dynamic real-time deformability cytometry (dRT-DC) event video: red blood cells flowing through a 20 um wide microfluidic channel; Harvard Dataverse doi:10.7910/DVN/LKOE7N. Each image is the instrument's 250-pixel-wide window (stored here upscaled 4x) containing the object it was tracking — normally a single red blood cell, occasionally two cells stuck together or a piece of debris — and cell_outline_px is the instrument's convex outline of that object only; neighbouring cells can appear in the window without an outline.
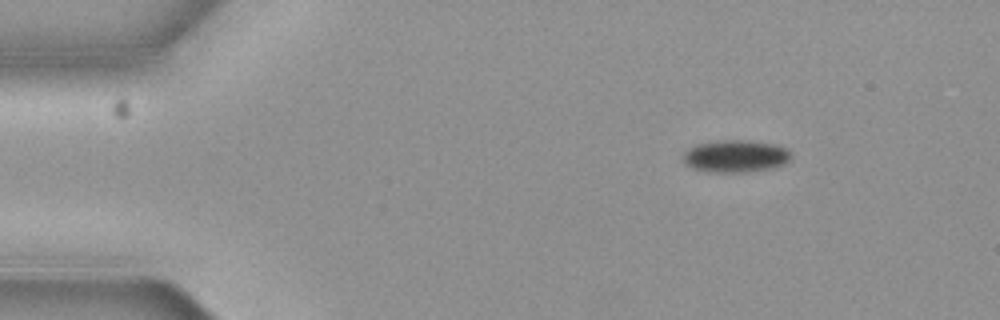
{"species": "common noctule bat (a hibernating species)", "species_latin": "Nyctalus noctula", "temperature_condition": "cold", "stored_images_in_passage": 10, "camera_frame_rate_fps": 3000, "um_per_image_px": 0.085, "animal": {"sex": "female", "body_mass_g": 19.3, "forearm_length_mm": 54.1}, "frame": {"image": 1, "passage_image": 1, "time_ms": 0.0, "image_size_px": [1000, 320], "cell_outline_px": [[788, 160], [784, 164], [772, 168], [748, 172], [704, 172], [692, 168], [684, 164], [684, 152], [688, 148], [696, 144], [724, 140], [740, 140], [772, 144], [784, 148], [788, 152]], "centroid_in_image_um": [62.44, 13.29], "position_along_channel_um": 22.6, "area_um2": 20.06}}
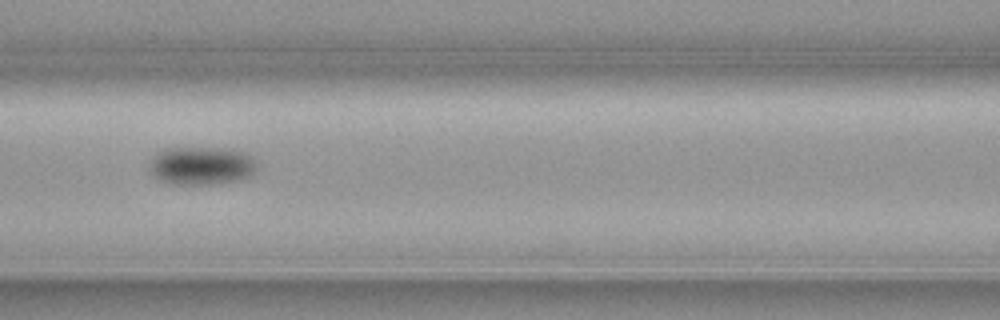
{"frame": {"image": 2, "passage_image": 6, "time_ms": 1.667, "image_size_px": [1000, 320], "cell_outline_px": [[256, 168], [252, 176], [236, 180], [208, 184], [172, 184], [156, 180], [148, 172], [148, 164], [160, 152], [168, 148], [224, 148], [244, 152], [252, 156], [256, 160]], "centroid_in_image_um": [17.1, 14.09], "position_along_channel_um": 149.5, "area_um2": 24.04}}
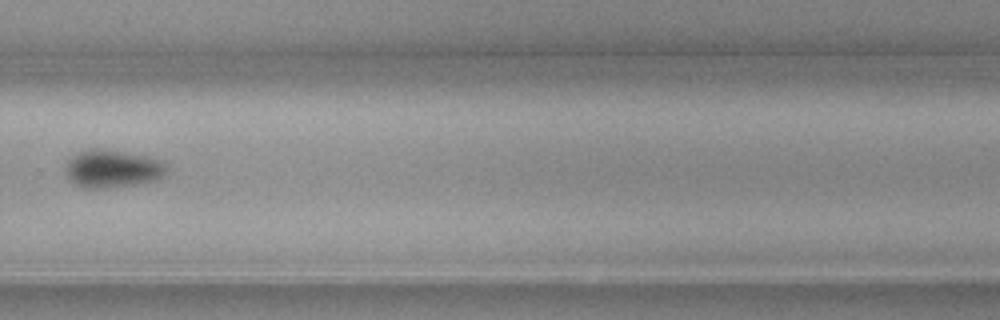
{"frame": {"image": 3, "passage_image": 10, "time_ms": 3.0, "image_size_px": [1000, 320], "cell_outline_px": [[164, 172], [160, 176], [152, 180], [136, 184], [108, 188], [84, 188], [76, 184], [64, 172], [64, 168], [68, 160], [72, 156], [88, 148], [100, 148], [148, 156], [160, 160], [164, 164]], "centroid_in_image_um": [9.48, 14.33], "position_along_channel_um": 320.3, "area_um2": 21.96}}